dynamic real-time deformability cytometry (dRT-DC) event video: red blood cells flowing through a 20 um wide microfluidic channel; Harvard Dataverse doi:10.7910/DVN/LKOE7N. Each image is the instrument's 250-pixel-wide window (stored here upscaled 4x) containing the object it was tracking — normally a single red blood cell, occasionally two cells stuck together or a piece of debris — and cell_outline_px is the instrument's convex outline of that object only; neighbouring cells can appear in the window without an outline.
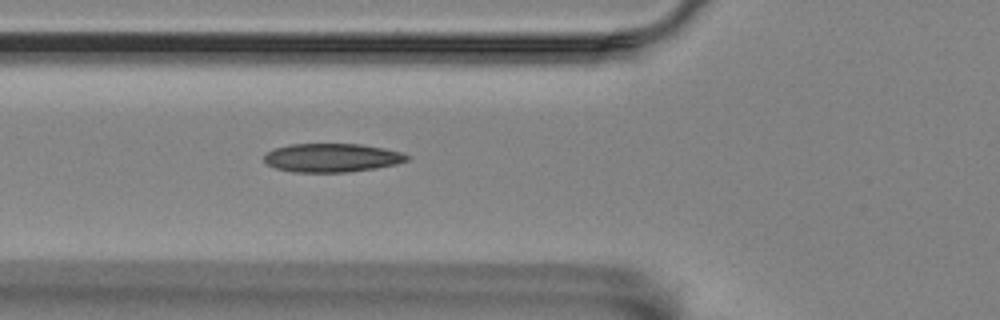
{"species": "Egyptian fruit bat (a non-hibernating species)", "species_latin": "Rousettus aegyptiacus", "temperature_condition": "room temperature", "stored_images_in_passage": 38, "camera_frame_rate_fps": 3000, "um_per_image_px": 0.085, "animal": {"sex": "female"}, "frame": {"image": 1, "passage_image": 7, "time_ms": 2.0, "image_size_px": [1000, 320], "cell_outline_px": [[408, 160], [396, 164], [348, 172], [292, 172], [276, 168], [268, 164], [264, 160], [264, 156], [272, 148], [292, 144], [360, 144], [384, 148], [400, 152], [408, 156]], "centroid_in_image_um": [28.17, 13.4], "position_along_channel_um": 97.6, "area_um2": 23.64}}
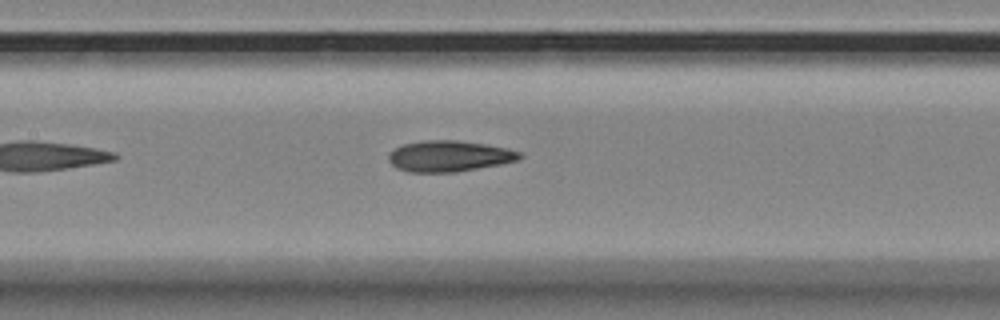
{"frame": {"image": 2, "passage_image": 13, "time_ms": 4.0, "image_size_px": [1000, 320], "cell_outline_px": [[524, 156], [516, 160], [500, 164], [456, 172], [408, 172], [396, 168], [388, 160], [388, 156], [396, 148], [404, 144], [428, 140], [456, 140], [484, 144], [508, 148], [520, 152]], "centroid_in_image_um": [38.18, 13.27], "position_along_channel_um": 169.2, "area_um2": 23.47}}
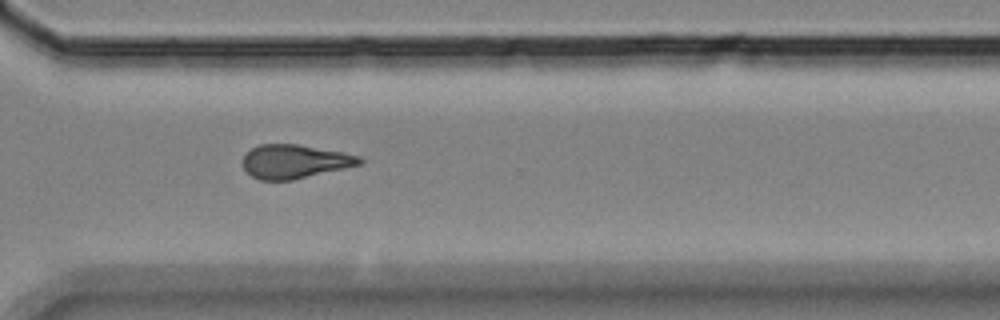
{"frame": {"image": 3, "passage_image": 28, "time_ms": 9.0, "image_size_px": [1000, 320], "cell_outline_px": [[364, 160], [360, 164], [344, 168], [292, 180], [260, 180], [252, 176], [244, 168], [244, 156], [252, 148], [260, 144], [296, 144], [344, 152], [360, 156]], "centroid_in_image_um": [25.06, 13.72], "position_along_channel_um": 345.5, "area_um2": 22.72}, "authors_computed_cell_mechanics": {"area_um2": 23.409, "velocity_mm_per_s": 3.535, "shape_relaxation_time_tau1_ms": 5.9644, "shape_relaxation_time_tau2_ms": 4.9737, "deformation_change_tau1": 0.1488, "deformation_change_tau2": 0.1417}}